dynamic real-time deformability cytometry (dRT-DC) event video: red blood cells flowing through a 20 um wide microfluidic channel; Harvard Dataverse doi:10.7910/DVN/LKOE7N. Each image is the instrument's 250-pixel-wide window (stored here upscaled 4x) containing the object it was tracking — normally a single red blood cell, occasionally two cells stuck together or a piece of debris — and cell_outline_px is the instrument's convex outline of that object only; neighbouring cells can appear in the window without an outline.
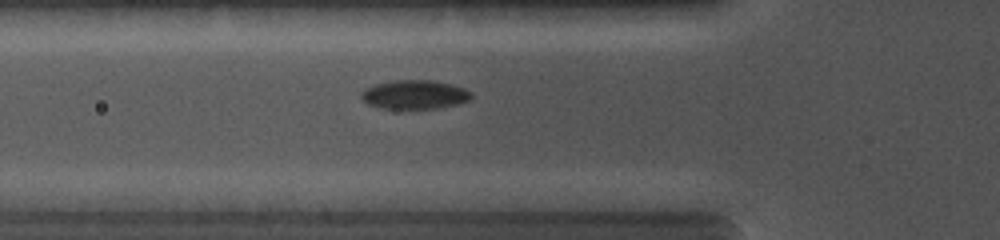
{"species": "common noctule bat (a hibernating species)", "species_latin": "Nyctalus noctula", "temperature_condition": "cold", "stored_images_in_passage": 21, "camera_frame_rate_fps": 5000, "um_per_image_px": 0.085, "animal": {"sex": "female", "body_mass_g": 19.0, "forearm_length_mm": 56.7}, "frame": {"image": 1, "passage_image": 3, "time_ms": 2.0, "image_size_px": [1000, 240], "cell_outline_px": [[472, 96], [468, 100], [456, 104], [440, 108], [380, 108], [368, 104], [360, 96], [360, 92], [364, 88], [372, 84], [396, 80], [432, 80], [452, 84], [464, 88], [472, 92]], "centroid_in_image_um": [35.21, 8.02], "position_along_channel_um": 90.6, "area_um2": 18.61}}
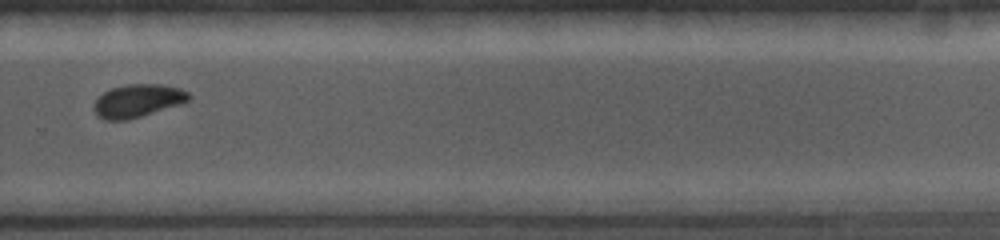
{"frame": {"image": 2, "passage_image": 13, "time_ms": 7.0, "image_size_px": [1000, 240], "cell_outline_px": [[192, 96], [188, 100], [128, 120], [104, 120], [92, 108], [96, 100], [104, 92], [112, 88], [128, 84], [160, 84], [180, 88], [188, 92]], "centroid_in_image_um": [11.68, 8.55], "position_along_channel_um": 318.1, "area_um2": 17.74}}
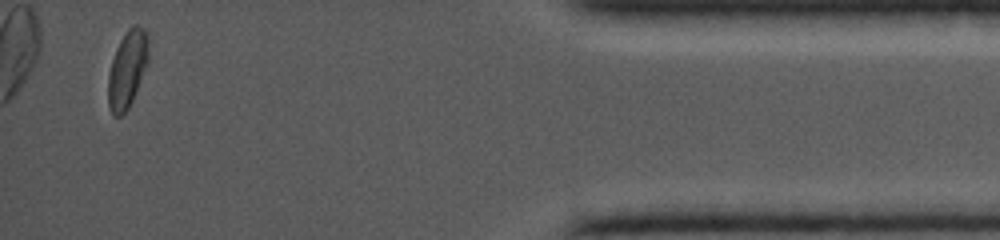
{"frame": {"image": 3, "passage_image": 20, "time_ms": 10.4, "image_size_px": [1000, 240], "cell_outline_px": [[148, 64], [132, 100], [128, 108], [120, 116], [112, 116], [108, 104], [108, 76], [112, 60], [116, 48], [120, 40], [128, 28], [132, 24], [136, 24], [144, 28], [148, 32]], "centroid_in_image_um": [10.83, 5.84], "position_along_channel_um": 424.4, "area_um2": 18.26}}